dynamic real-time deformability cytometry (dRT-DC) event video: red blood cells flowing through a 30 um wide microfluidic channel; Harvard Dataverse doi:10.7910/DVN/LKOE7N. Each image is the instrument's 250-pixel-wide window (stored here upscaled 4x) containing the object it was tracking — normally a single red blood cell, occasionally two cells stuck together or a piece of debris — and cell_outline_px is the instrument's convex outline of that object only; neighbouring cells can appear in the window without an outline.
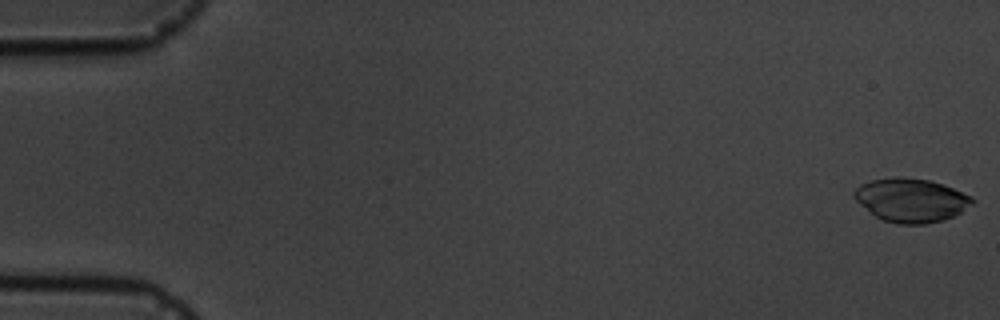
{"species": "common noctule bat (a hibernating species)", "species_latin": "Nyctalus noctula", "temperature_condition": "cold", "stored_images_in_passage": 7, "camera_frame_rate_fps": 3000, "um_per_image_px": 0.085, "animal": {"sex": "male", "body_mass_g": 19.5, "forearm_length_mm": 54.6}, "frame": {"image": 1, "passage_image": 1, "time_ms": 0.0, "image_size_px": [1000, 320], "cell_outline_px": [[976, 200], [972, 204], [960, 212], [952, 216], [940, 220], [924, 224], [896, 224], [884, 220], [876, 216], [860, 204], [852, 196], [852, 192], [860, 184], [872, 180], [892, 176], [896, 176], [928, 180], [952, 188], [972, 196]], "centroid_in_image_um": [77.41, 17.0], "position_along_channel_um": 7.6, "area_um2": 29.82}}
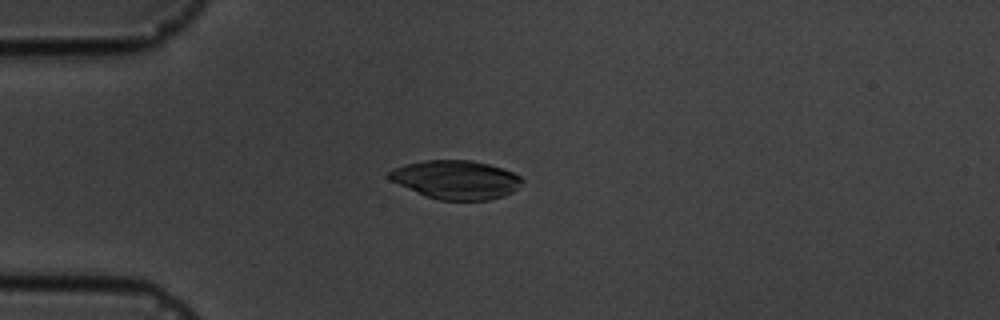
{"frame": {"image": 2, "passage_image": 5, "time_ms": 4.667, "image_size_px": [1000, 320], "cell_outline_px": [[524, 180], [512, 192], [504, 196], [488, 200], [440, 200], [424, 196], [388, 180], [388, 172], [396, 168], [408, 164], [424, 160], [472, 160], [488, 164], [512, 172], [520, 176]], "centroid_in_image_um": [38.74, 15.28], "position_along_channel_um": 46.3, "area_um2": 29.88}}
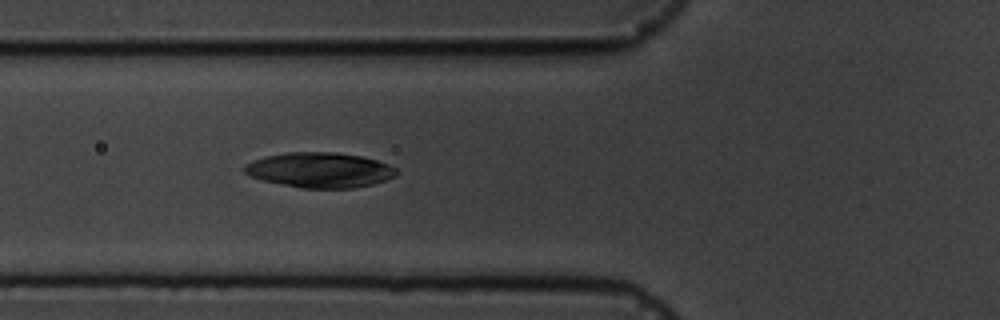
{"frame": {"image": 3, "passage_image": 7, "time_ms": 6.667, "image_size_px": [1000, 320], "cell_outline_px": [[400, 172], [396, 176], [372, 184], [352, 188], [300, 188], [264, 180], [252, 176], [244, 172], [244, 164], [252, 160], [264, 156], [288, 152], [336, 152], [360, 156], [376, 160], [388, 164], [396, 168]], "centroid_in_image_um": [27.19, 14.44], "position_along_channel_um": 98.6, "area_um2": 31.1}}